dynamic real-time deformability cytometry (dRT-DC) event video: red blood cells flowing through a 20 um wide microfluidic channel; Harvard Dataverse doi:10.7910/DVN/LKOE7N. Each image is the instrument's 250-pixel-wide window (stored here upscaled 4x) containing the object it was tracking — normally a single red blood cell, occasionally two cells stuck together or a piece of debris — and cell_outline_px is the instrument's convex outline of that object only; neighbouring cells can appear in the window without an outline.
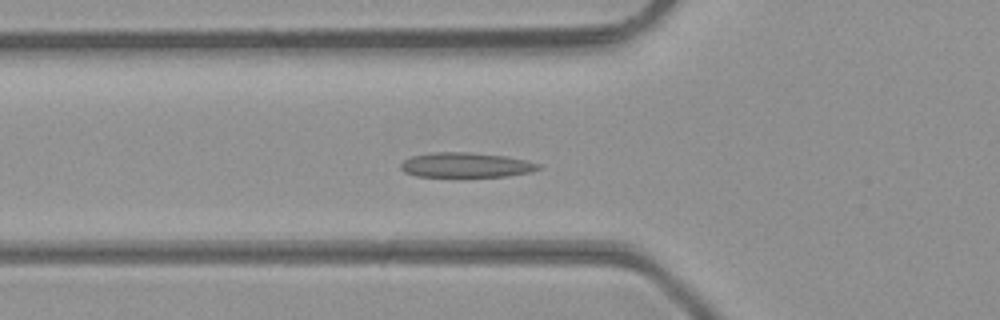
{"species": "common noctule bat (a hibernating species)", "species_latin": "Nyctalus noctula", "temperature_condition": "room temperature", "stored_images_in_passage": 11, "camera_frame_rate_fps": 3000, "um_per_image_px": 0.085, "animal": {"sex": "male", "body_mass_g": 23.1, "forearm_length_mm": 52.7}, "frame": {"image": 1, "passage_image": 8, "time_ms": 2.333, "image_size_px": [1000, 320], "cell_outline_px": [[540, 168], [532, 172], [508, 176], [416, 176], [404, 172], [400, 168], [400, 164], [404, 160], [412, 156], [432, 152], [468, 152], [508, 156], [540, 164]], "centroid_in_image_um": [39.6, 14.02], "position_along_channel_um": 86.2, "area_um2": 19.88}}
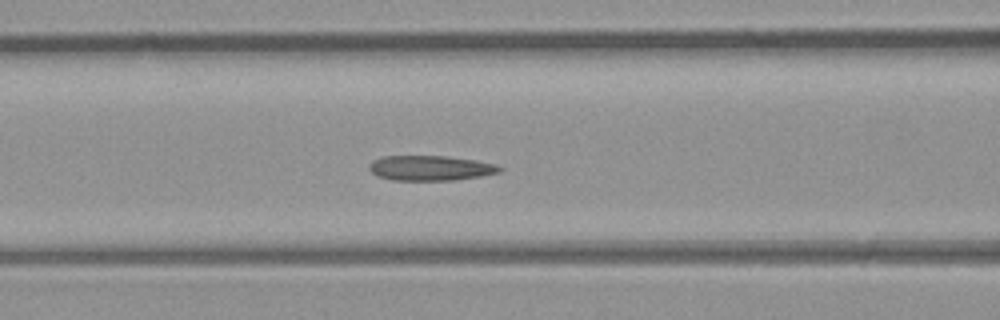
{"frame": {"image": 2, "passage_image": 11, "time_ms": 3.333, "image_size_px": [1000, 320], "cell_outline_px": [[504, 168], [500, 172], [480, 176], [456, 180], [392, 180], [380, 176], [372, 172], [368, 168], [368, 164], [372, 160], [384, 156], [444, 156], [476, 160], [496, 164]], "centroid_in_image_um": [36.6, 14.28], "position_along_channel_um": 130.0, "area_um2": 19.02}}